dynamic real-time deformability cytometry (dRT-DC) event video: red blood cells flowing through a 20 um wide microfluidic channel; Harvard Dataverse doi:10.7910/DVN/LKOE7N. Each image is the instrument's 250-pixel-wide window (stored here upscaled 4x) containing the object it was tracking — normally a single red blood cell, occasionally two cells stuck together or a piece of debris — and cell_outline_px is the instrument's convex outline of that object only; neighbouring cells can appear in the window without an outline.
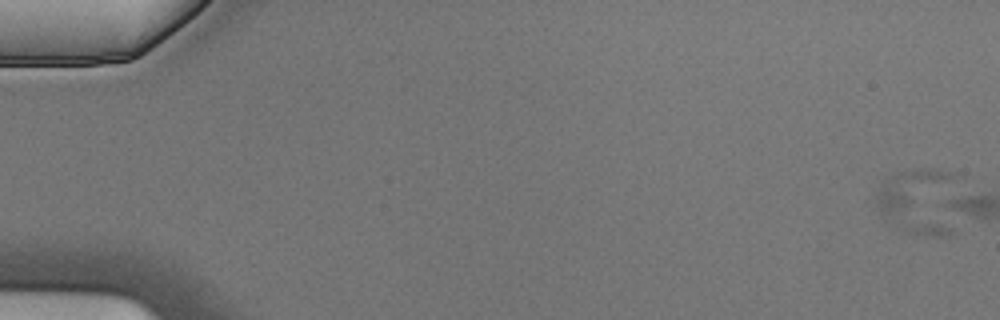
{"species": "Egyptian fruit bat (a non-hibernating species)", "species_latin": "Rousettus aegyptiacus", "temperature_condition": "cold", "stored_images_in_passage": 6, "segment_of_instrument_passage": [1, 2], "camera_frame_rate_fps": 3000, "um_per_image_px": 0.085, "animal": {"sex": "male"}, "frame": {"image": 1, "passage_image": 1, "time_ms": 0.0, "image_size_px": [1000, 320], "cell_outline_px": [[956, 176], [952, 236], [924, 236], [904, 232], [896, 228], [876, 208], [872, 200], [880, 180], [896, 172], [924, 168], [932, 168], [948, 172]], "centroid_in_image_um": [78.06, 17.11], "position_along_channel_um": 6.9, "area_um2": 33.06}}